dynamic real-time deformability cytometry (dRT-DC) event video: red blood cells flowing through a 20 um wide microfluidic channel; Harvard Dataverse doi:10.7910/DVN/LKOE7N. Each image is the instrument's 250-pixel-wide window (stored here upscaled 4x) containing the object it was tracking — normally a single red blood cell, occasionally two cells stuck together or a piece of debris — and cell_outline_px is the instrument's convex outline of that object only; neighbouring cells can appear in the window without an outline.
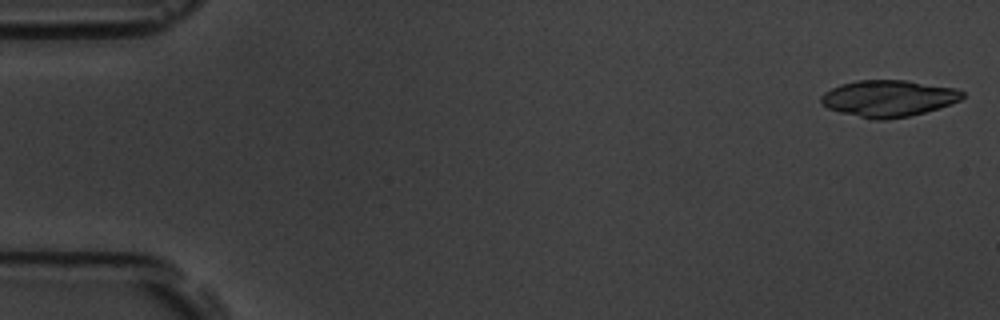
{"species": "common noctule bat (a hibernating species)", "species_latin": "Nyctalus noctula", "temperature_condition": "room temperature", "stored_images_in_passage": 54, "camera_frame_rate_fps": 3000, "um_per_image_px": 0.085, "animal": {"sex": "male", "body_mass_g": 19.5, "forearm_length_mm": 54.6}, "frame": {"image": 1, "passage_image": 1, "time_ms": 0.0, "image_size_px": [1000, 320], "cell_outline_px": [[964, 96], [960, 100], [924, 112], [908, 116], [888, 120], [872, 120], [840, 112], [828, 108], [820, 104], [820, 96], [824, 92], [840, 84], [856, 80], [904, 80], [956, 88], [964, 92]], "centroid_in_image_um": [75.47, 8.36], "position_along_channel_um": 9.5, "area_um2": 30.11}}
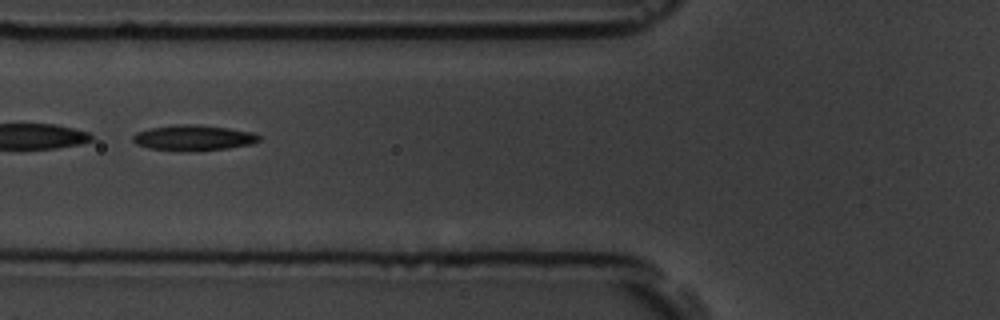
{"frame": {"image": 2, "passage_image": 21, "time_ms": 6.667, "image_size_px": [1000, 320], "cell_outline_px": [[260, 140], [252, 144], [228, 148], [148, 148], [136, 144], [132, 140], [132, 136], [136, 132], [148, 128], [176, 124], [200, 124], [228, 128], [252, 132], [260, 136]], "centroid_in_image_um": [16.44, 11.65], "position_along_channel_um": 109.4, "area_um2": 17.92}, "authors_computed_cell_mechanics": {"area_um2": 19.074, "velocity_mm_per_s": 3.6659, "shape_relaxation_time_tau1_ms": 2.3313, "shape_relaxation_time_tau2_ms": 3.1425, "deformation_change_tau1": 0.1592, "deformation_change_tau2": 0.1275}}